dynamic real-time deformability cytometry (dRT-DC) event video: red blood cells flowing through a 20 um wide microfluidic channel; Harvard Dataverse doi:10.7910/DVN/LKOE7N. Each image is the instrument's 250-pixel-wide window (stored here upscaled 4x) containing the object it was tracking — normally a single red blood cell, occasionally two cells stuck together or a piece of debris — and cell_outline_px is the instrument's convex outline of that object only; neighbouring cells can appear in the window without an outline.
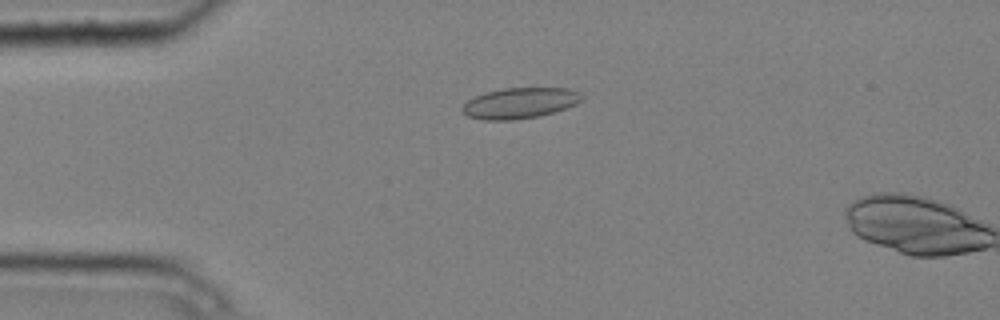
{"species": "common noctule bat (a hibernating species)", "species_latin": "Nyctalus noctula", "temperature_condition": "cold", "stored_images_in_passage": 2, "camera_frame_rate_fps": 3000, "um_per_image_px": 0.085, "animal": {"sex": "male", "body_mass_g": 20.4}, "frame": {"image": 1, "passage_image": 1, "time_ms": 0.0, "image_size_px": [1000, 320], "cell_outline_px": [[580, 100], [576, 104], [540, 116], [512, 120], [484, 120], [468, 116], [460, 108], [468, 100], [484, 92], [504, 88], [568, 88], [580, 92]], "centroid_in_image_um": [44.15, 8.76], "position_along_channel_um": 40.9, "area_um2": 21.21}}